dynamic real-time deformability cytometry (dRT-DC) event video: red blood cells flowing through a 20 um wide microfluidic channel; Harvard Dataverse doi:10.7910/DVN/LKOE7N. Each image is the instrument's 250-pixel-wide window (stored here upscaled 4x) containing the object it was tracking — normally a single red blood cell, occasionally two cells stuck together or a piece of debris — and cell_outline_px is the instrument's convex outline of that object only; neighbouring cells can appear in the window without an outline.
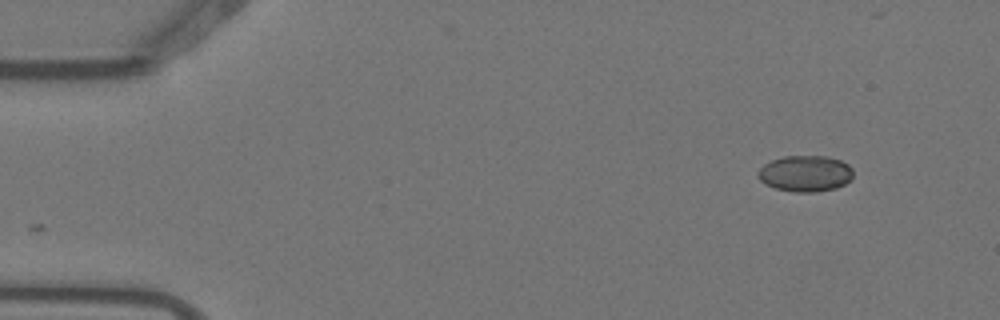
{"species": "Egyptian fruit bat (a non-hibernating species)", "species_latin": "Rousettus aegyptiacus", "temperature_condition": "warm", "stored_images_in_passage": 2, "camera_frame_rate_fps": 3000, "um_per_image_px": 0.085, "animal": {"sex": "female"}, "frame": {"image": 1, "passage_image": 2, "time_ms": 0.333, "image_size_px": [1000, 320], "cell_outline_px": [[852, 176], [844, 184], [836, 188], [816, 192], [796, 192], [776, 188], [760, 180], [756, 176], [756, 172], [764, 164], [772, 160], [784, 156], [828, 156], [840, 160], [848, 164], [852, 168]], "centroid_in_image_um": [68.44, 14.74], "position_along_channel_um": 16.6, "area_um2": 20.0}}